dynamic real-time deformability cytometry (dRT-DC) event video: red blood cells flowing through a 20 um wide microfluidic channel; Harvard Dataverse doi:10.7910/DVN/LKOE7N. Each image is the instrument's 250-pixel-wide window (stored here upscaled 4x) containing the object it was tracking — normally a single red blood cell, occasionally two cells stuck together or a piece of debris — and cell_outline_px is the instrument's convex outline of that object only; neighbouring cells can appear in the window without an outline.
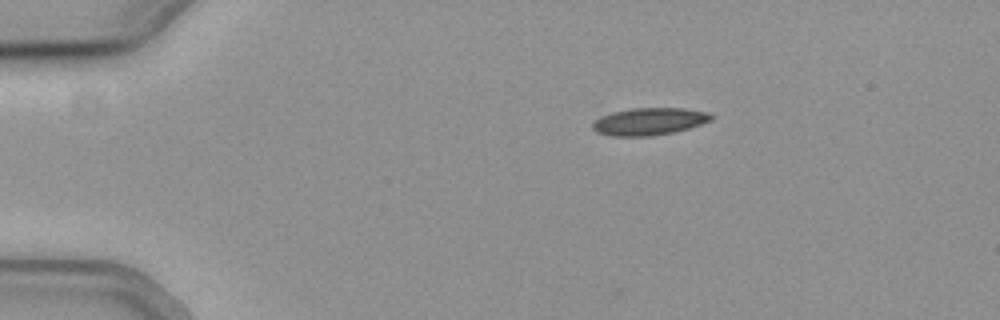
{"species": "common noctule bat (a hibernating species)", "species_latin": "Nyctalus noctula", "temperature_condition": "cold", "stored_images_in_passage": 33, "camera_frame_rate_fps": 3000, "um_per_image_px": 0.085, "animal": {"sex": "female", "body_mass_g": 19.3, "forearm_length_mm": 54.1}, "frame": {"image": 1, "passage_image": 1, "time_ms": 0.0, "image_size_px": [1000, 320], "cell_outline_px": [[712, 120], [688, 128], [672, 132], [648, 136], [612, 136], [596, 132], [592, 128], [592, 124], [600, 116], [612, 112], [632, 108], [684, 108], [708, 112], [712, 116]], "centroid_in_image_um": [55.15, 10.32], "position_along_channel_um": 29.8, "area_um2": 18.73}}
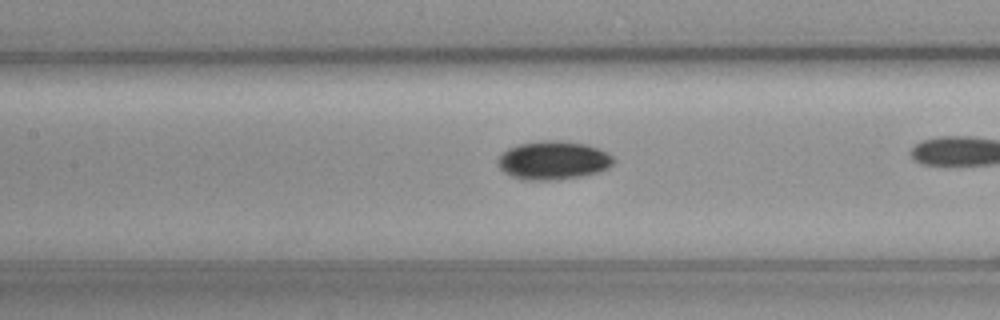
{"frame": {"image": 2, "passage_image": 15, "time_ms": 4.667, "image_size_px": [1000, 320], "cell_outline_px": [[616, 160], [608, 168], [596, 172], [580, 176], [552, 180], [520, 180], [504, 172], [500, 168], [496, 160], [508, 148], [520, 144], [540, 140], [564, 140], [588, 144], [600, 148], [608, 152]], "centroid_in_image_um": [47.04, 13.61], "position_along_channel_um": 160.4, "area_um2": 26.18}}
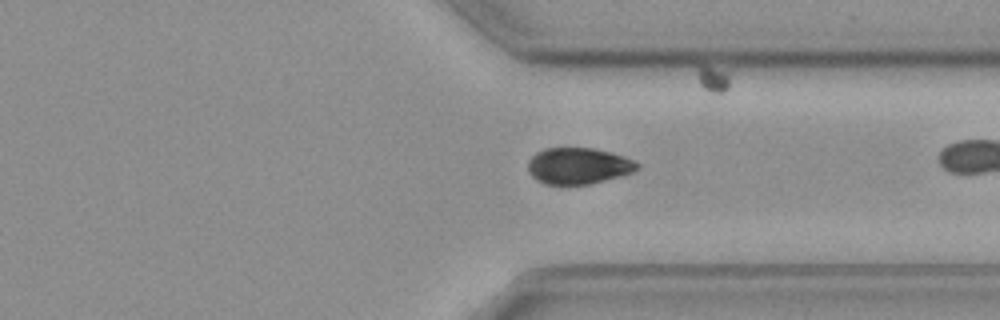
{"frame": {"image": 3, "passage_image": 31, "time_ms": 10.0, "image_size_px": [1000, 320], "cell_outline_px": [[640, 168], [632, 172], [620, 176], [588, 184], [544, 184], [536, 180], [528, 172], [528, 160], [536, 152], [544, 148], [592, 148], [624, 156], [640, 164]], "centroid_in_image_um": [49.13, 14.1], "position_along_channel_um": 362.3, "area_um2": 23.06}}